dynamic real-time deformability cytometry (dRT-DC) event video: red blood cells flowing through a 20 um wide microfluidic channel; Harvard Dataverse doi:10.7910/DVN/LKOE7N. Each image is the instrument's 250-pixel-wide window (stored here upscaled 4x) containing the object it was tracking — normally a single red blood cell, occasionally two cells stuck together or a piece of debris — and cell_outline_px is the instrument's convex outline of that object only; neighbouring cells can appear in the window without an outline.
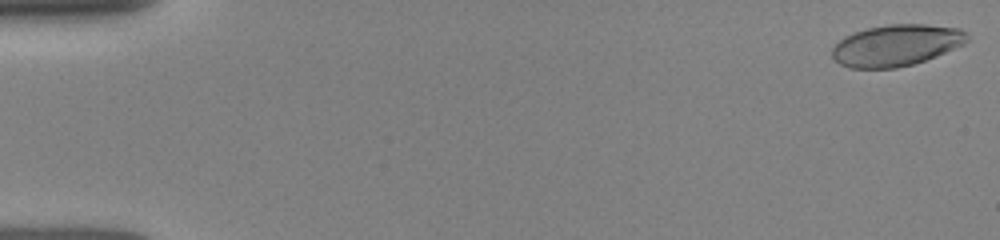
{"species": "human", "species_latin": "Homo sapiens", "temperature_condition": "room temperature", "stored_images_in_passage": 53, "camera_frame_rate_fps": 3000, "um_per_image_px": 0.085, "donor": {"sex": "female"}, "frame": {"image": 1, "passage_image": 1, "time_ms": 0.0, "image_size_px": [1000, 240], "cell_outline_px": [[968, 40], [964, 44], [936, 56], [912, 64], [896, 68], [848, 68], [840, 64], [832, 56], [832, 48], [844, 36], [852, 32], [868, 28], [888, 24], [924, 24], [960, 28], [968, 36]], "centroid_in_image_um": [76.16, 3.84], "position_along_channel_um": 8.8, "area_um2": 32.54}}
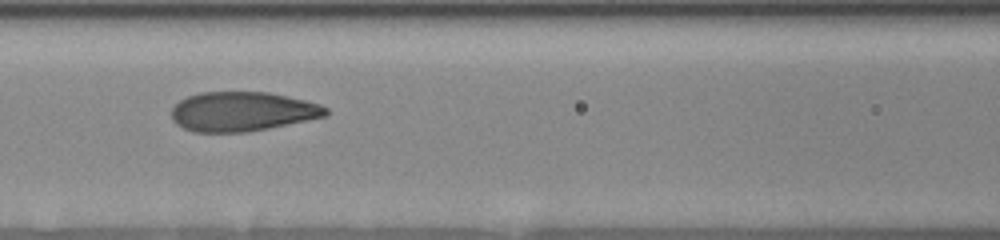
{"frame": {"image": 2, "passage_image": 30, "time_ms": 7.0, "image_size_px": [1000, 240], "cell_outline_px": [[328, 116], [248, 132], [192, 132], [176, 124], [172, 120], [172, 108], [180, 100], [188, 96], [200, 92], [268, 92], [288, 96], [320, 104], [328, 108]], "centroid_in_image_um": [20.6, 9.48], "position_along_channel_um": 146.0, "area_um2": 35.55}}
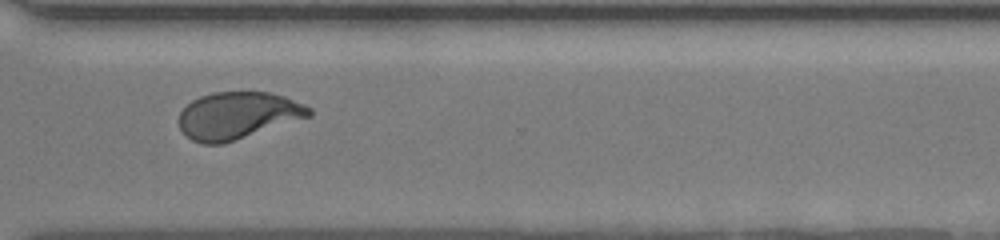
{"frame": {"image": 3, "passage_image": 52, "time_ms": 12.0, "image_size_px": [1000, 240], "cell_outline_px": [[312, 116], [224, 144], [204, 144], [192, 140], [180, 128], [180, 112], [192, 100], [200, 96], [212, 92], [268, 92], [284, 96], [304, 104], [312, 108]], "centroid_in_image_um": [20.24, 9.82], "position_along_channel_um": 350.4, "area_um2": 35.72}}